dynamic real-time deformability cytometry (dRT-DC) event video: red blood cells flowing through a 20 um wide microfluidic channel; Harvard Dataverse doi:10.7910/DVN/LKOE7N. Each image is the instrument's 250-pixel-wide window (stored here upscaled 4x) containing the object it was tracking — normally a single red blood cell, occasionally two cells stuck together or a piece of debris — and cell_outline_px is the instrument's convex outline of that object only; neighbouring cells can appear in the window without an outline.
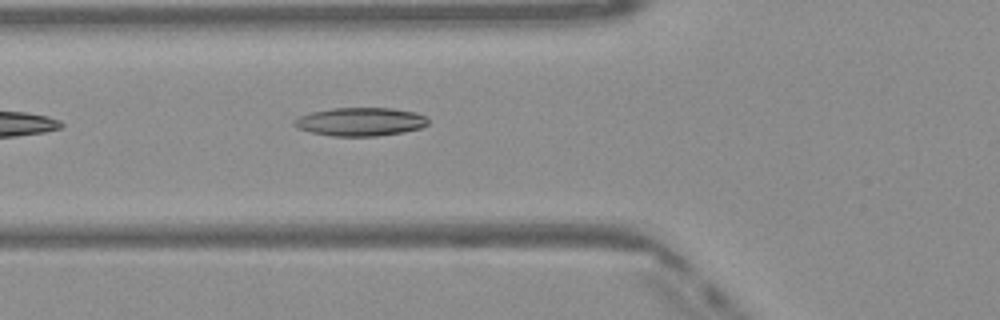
{"species": "Egyptian fruit bat (a non-hibernating species)", "species_latin": "Rousettus aegyptiacus", "temperature_condition": "warm", "stored_images_in_passage": 6, "camera_frame_rate_fps": 3000, "um_per_image_px": 0.085, "frame": {"image": 1, "passage_image": 3, "time_ms": 0.667, "image_size_px": [1000, 320], "cell_outline_px": [[428, 124], [420, 128], [404, 132], [376, 136], [332, 136], [312, 132], [296, 128], [292, 124], [292, 120], [300, 116], [312, 112], [332, 108], [392, 108], [416, 112], [424, 116], [428, 120]], "centroid_in_image_um": [30.61, 10.35], "position_along_channel_um": 95.2, "area_um2": 22.2}}